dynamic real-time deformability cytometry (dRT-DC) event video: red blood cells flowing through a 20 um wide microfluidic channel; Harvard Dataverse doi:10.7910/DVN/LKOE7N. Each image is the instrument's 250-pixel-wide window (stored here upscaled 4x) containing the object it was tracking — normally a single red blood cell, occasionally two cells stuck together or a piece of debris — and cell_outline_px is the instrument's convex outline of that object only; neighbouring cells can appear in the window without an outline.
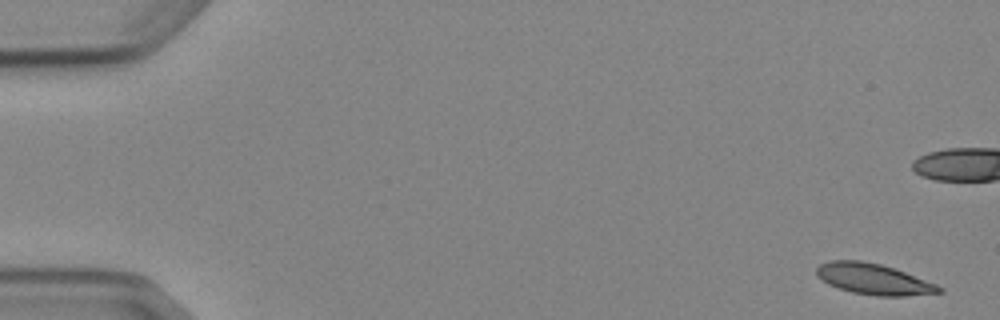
{"species": "Egyptian fruit bat (a non-hibernating species)", "species_latin": "Rousettus aegyptiacus", "temperature_condition": "cold", "stored_images_in_passage": 6, "camera_frame_rate_fps": 3000, "um_per_image_px": 0.085, "animal": {"sex": "female"}, "frame": {"image": 1, "passage_image": 1, "time_ms": 0.0, "image_size_px": [1000, 320], "cell_outline_px": [[944, 292], [904, 296], [876, 296], [852, 292], [828, 284], [816, 276], [816, 268], [820, 264], [828, 260], [860, 260], [880, 264], [904, 272], [936, 284], [944, 288]], "centroid_in_image_um": [74.23, 23.72], "position_along_channel_um": 10.8, "area_um2": 21.96}}
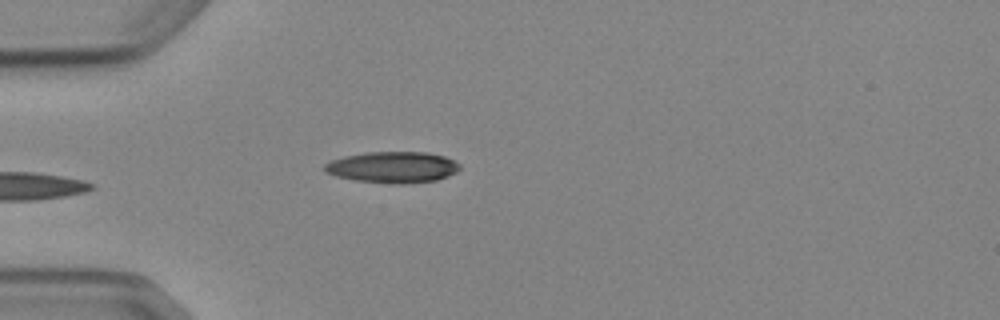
{"frame": {"image": 2, "passage_image": 5, "time_ms": 5.667, "image_size_px": [1000, 320], "cell_outline_px": [[460, 168], [456, 172], [448, 176], [436, 180], [400, 184], [396, 184], [356, 180], [336, 176], [324, 172], [324, 164], [332, 160], [344, 156], [364, 152], [424, 152], [444, 156], [460, 164]], "centroid_in_image_um": [33.36, 14.21], "position_along_channel_um": 51.6, "area_um2": 24.51}}